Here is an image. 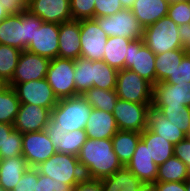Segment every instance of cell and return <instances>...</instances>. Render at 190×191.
<instances>
[{"instance_id": "1", "label": "cell", "mask_w": 190, "mask_h": 191, "mask_svg": "<svg viewBox=\"0 0 190 191\" xmlns=\"http://www.w3.org/2000/svg\"><path fill=\"white\" fill-rule=\"evenodd\" d=\"M85 178L101 180L123 167L113 151L112 140L87 138L77 155Z\"/></svg>"}, {"instance_id": "2", "label": "cell", "mask_w": 190, "mask_h": 191, "mask_svg": "<svg viewBox=\"0 0 190 191\" xmlns=\"http://www.w3.org/2000/svg\"><path fill=\"white\" fill-rule=\"evenodd\" d=\"M42 22L27 9L9 14L0 21V44L16 47L21 51L26 50Z\"/></svg>"}, {"instance_id": "3", "label": "cell", "mask_w": 190, "mask_h": 191, "mask_svg": "<svg viewBox=\"0 0 190 191\" xmlns=\"http://www.w3.org/2000/svg\"><path fill=\"white\" fill-rule=\"evenodd\" d=\"M92 107L82 95L59 99L51 111L50 122L55 128L71 132L85 129Z\"/></svg>"}, {"instance_id": "4", "label": "cell", "mask_w": 190, "mask_h": 191, "mask_svg": "<svg viewBox=\"0 0 190 191\" xmlns=\"http://www.w3.org/2000/svg\"><path fill=\"white\" fill-rule=\"evenodd\" d=\"M178 25L168 16H164L152 25L144 28V44L155 54L184 49L179 37Z\"/></svg>"}, {"instance_id": "5", "label": "cell", "mask_w": 190, "mask_h": 191, "mask_svg": "<svg viewBox=\"0 0 190 191\" xmlns=\"http://www.w3.org/2000/svg\"><path fill=\"white\" fill-rule=\"evenodd\" d=\"M42 175L55 179L57 183L76 186L85 178L77 156L56 152L48 160L36 167Z\"/></svg>"}, {"instance_id": "6", "label": "cell", "mask_w": 190, "mask_h": 191, "mask_svg": "<svg viewBox=\"0 0 190 191\" xmlns=\"http://www.w3.org/2000/svg\"><path fill=\"white\" fill-rule=\"evenodd\" d=\"M115 91L120 99L152 104L153 85L130 69L118 70Z\"/></svg>"}, {"instance_id": "7", "label": "cell", "mask_w": 190, "mask_h": 191, "mask_svg": "<svg viewBox=\"0 0 190 191\" xmlns=\"http://www.w3.org/2000/svg\"><path fill=\"white\" fill-rule=\"evenodd\" d=\"M74 73V59L56 57L50 60L46 79L58 99L76 96Z\"/></svg>"}, {"instance_id": "8", "label": "cell", "mask_w": 190, "mask_h": 191, "mask_svg": "<svg viewBox=\"0 0 190 191\" xmlns=\"http://www.w3.org/2000/svg\"><path fill=\"white\" fill-rule=\"evenodd\" d=\"M108 37L118 36L137 40L143 38L144 28L130 9H122L112 16L94 18Z\"/></svg>"}, {"instance_id": "9", "label": "cell", "mask_w": 190, "mask_h": 191, "mask_svg": "<svg viewBox=\"0 0 190 191\" xmlns=\"http://www.w3.org/2000/svg\"><path fill=\"white\" fill-rule=\"evenodd\" d=\"M152 104L129 102L118 98L113 116L119 130L142 133L148 127V114Z\"/></svg>"}, {"instance_id": "10", "label": "cell", "mask_w": 190, "mask_h": 191, "mask_svg": "<svg viewBox=\"0 0 190 191\" xmlns=\"http://www.w3.org/2000/svg\"><path fill=\"white\" fill-rule=\"evenodd\" d=\"M8 85L16 91L21 104H35L53 109L59 101L46 78L25 83H8Z\"/></svg>"}, {"instance_id": "11", "label": "cell", "mask_w": 190, "mask_h": 191, "mask_svg": "<svg viewBox=\"0 0 190 191\" xmlns=\"http://www.w3.org/2000/svg\"><path fill=\"white\" fill-rule=\"evenodd\" d=\"M127 49L125 69L134 71L154 86L156 84V55L144 44L143 38L133 40Z\"/></svg>"}, {"instance_id": "12", "label": "cell", "mask_w": 190, "mask_h": 191, "mask_svg": "<svg viewBox=\"0 0 190 191\" xmlns=\"http://www.w3.org/2000/svg\"><path fill=\"white\" fill-rule=\"evenodd\" d=\"M81 57L102 61L108 40L107 34L94 19L80 20Z\"/></svg>"}, {"instance_id": "13", "label": "cell", "mask_w": 190, "mask_h": 191, "mask_svg": "<svg viewBox=\"0 0 190 191\" xmlns=\"http://www.w3.org/2000/svg\"><path fill=\"white\" fill-rule=\"evenodd\" d=\"M56 152L45 130L22 134V156L30 168H36Z\"/></svg>"}, {"instance_id": "14", "label": "cell", "mask_w": 190, "mask_h": 191, "mask_svg": "<svg viewBox=\"0 0 190 191\" xmlns=\"http://www.w3.org/2000/svg\"><path fill=\"white\" fill-rule=\"evenodd\" d=\"M50 59L23 50L9 83H25L46 78Z\"/></svg>"}, {"instance_id": "15", "label": "cell", "mask_w": 190, "mask_h": 191, "mask_svg": "<svg viewBox=\"0 0 190 191\" xmlns=\"http://www.w3.org/2000/svg\"><path fill=\"white\" fill-rule=\"evenodd\" d=\"M59 29L60 24L42 22L26 50L50 60L55 59L59 50Z\"/></svg>"}, {"instance_id": "16", "label": "cell", "mask_w": 190, "mask_h": 191, "mask_svg": "<svg viewBox=\"0 0 190 191\" xmlns=\"http://www.w3.org/2000/svg\"><path fill=\"white\" fill-rule=\"evenodd\" d=\"M51 111L52 109L35 104H21L13 125L14 129L21 134L45 130L51 117Z\"/></svg>"}, {"instance_id": "17", "label": "cell", "mask_w": 190, "mask_h": 191, "mask_svg": "<svg viewBox=\"0 0 190 191\" xmlns=\"http://www.w3.org/2000/svg\"><path fill=\"white\" fill-rule=\"evenodd\" d=\"M27 10L43 22L61 24L72 20L70 0H31Z\"/></svg>"}, {"instance_id": "18", "label": "cell", "mask_w": 190, "mask_h": 191, "mask_svg": "<svg viewBox=\"0 0 190 191\" xmlns=\"http://www.w3.org/2000/svg\"><path fill=\"white\" fill-rule=\"evenodd\" d=\"M190 107V83H157L153 86L152 106Z\"/></svg>"}, {"instance_id": "19", "label": "cell", "mask_w": 190, "mask_h": 191, "mask_svg": "<svg viewBox=\"0 0 190 191\" xmlns=\"http://www.w3.org/2000/svg\"><path fill=\"white\" fill-rule=\"evenodd\" d=\"M45 131L50 138L55 150L59 153H66L77 156L83 144L87 140L85 129L68 132L55 126L49 121Z\"/></svg>"}, {"instance_id": "20", "label": "cell", "mask_w": 190, "mask_h": 191, "mask_svg": "<svg viewBox=\"0 0 190 191\" xmlns=\"http://www.w3.org/2000/svg\"><path fill=\"white\" fill-rule=\"evenodd\" d=\"M126 167L146 186L156 182L158 165L153 161L146 144L140 139Z\"/></svg>"}, {"instance_id": "21", "label": "cell", "mask_w": 190, "mask_h": 191, "mask_svg": "<svg viewBox=\"0 0 190 191\" xmlns=\"http://www.w3.org/2000/svg\"><path fill=\"white\" fill-rule=\"evenodd\" d=\"M80 20L60 24L58 57L78 59L81 57Z\"/></svg>"}, {"instance_id": "22", "label": "cell", "mask_w": 190, "mask_h": 191, "mask_svg": "<svg viewBox=\"0 0 190 191\" xmlns=\"http://www.w3.org/2000/svg\"><path fill=\"white\" fill-rule=\"evenodd\" d=\"M113 113L92 108L88 121L85 125L87 138L110 139L118 131Z\"/></svg>"}, {"instance_id": "23", "label": "cell", "mask_w": 190, "mask_h": 191, "mask_svg": "<svg viewBox=\"0 0 190 191\" xmlns=\"http://www.w3.org/2000/svg\"><path fill=\"white\" fill-rule=\"evenodd\" d=\"M168 8V0H135L130 10L140 25L146 28L162 17L167 16Z\"/></svg>"}, {"instance_id": "24", "label": "cell", "mask_w": 190, "mask_h": 191, "mask_svg": "<svg viewBox=\"0 0 190 191\" xmlns=\"http://www.w3.org/2000/svg\"><path fill=\"white\" fill-rule=\"evenodd\" d=\"M148 128L172 144H177L185 139L187 135L178 126L169 121L158 109L153 106L149 109Z\"/></svg>"}, {"instance_id": "25", "label": "cell", "mask_w": 190, "mask_h": 191, "mask_svg": "<svg viewBox=\"0 0 190 191\" xmlns=\"http://www.w3.org/2000/svg\"><path fill=\"white\" fill-rule=\"evenodd\" d=\"M102 191H143L144 185L126 166L101 179Z\"/></svg>"}, {"instance_id": "26", "label": "cell", "mask_w": 190, "mask_h": 191, "mask_svg": "<svg viewBox=\"0 0 190 191\" xmlns=\"http://www.w3.org/2000/svg\"><path fill=\"white\" fill-rule=\"evenodd\" d=\"M28 168L26 159L22 155L2 159L0 163V185L5 191H12Z\"/></svg>"}, {"instance_id": "27", "label": "cell", "mask_w": 190, "mask_h": 191, "mask_svg": "<svg viewBox=\"0 0 190 191\" xmlns=\"http://www.w3.org/2000/svg\"><path fill=\"white\" fill-rule=\"evenodd\" d=\"M98 61L79 57L75 60L74 82L76 95H83L97 82Z\"/></svg>"}, {"instance_id": "28", "label": "cell", "mask_w": 190, "mask_h": 191, "mask_svg": "<svg viewBox=\"0 0 190 191\" xmlns=\"http://www.w3.org/2000/svg\"><path fill=\"white\" fill-rule=\"evenodd\" d=\"M141 140L158 166L174 155V144L155 134L148 127L141 133Z\"/></svg>"}, {"instance_id": "29", "label": "cell", "mask_w": 190, "mask_h": 191, "mask_svg": "<svg viewBox=\"0 0 190 191\" xmlns=\"http://www.w3.org/2000/svg\"><path fill=\"white\" fill-rule=\"evenodd\" d=\"M140 139V132L122 130H118L111 138L113 151L123 166H126L131 160Z\"/></svg>"}, {"instance_id": "30", "label": "cell", "mask_w": 190, "mask_h": 191, "mask_svg": "<svg viewBox=\"0 0 190 191\" xmlns=\"http://www.w3.org/2000/svg\"><path fill=\"white\" fill-rule=\"evenodd\" d=\"M132 41L118 36L108 37L102 61L117 70L125 69L127 48Z\"/></svg>"}, {"instance_id": "31", "label": "cell", "mask_w": 190, "mask_h": 191, "mask_svg": "<svg viewBox=\"0 0 190 191\" xmlns=\"http://www.w3.org/2000/svg\"><path fill=\"white\" fill-rule=\"evenodd\" d=\"M187 53L185 49H175L156 55V84L165 82L178 68Z\"/></svg>"}, {"instance_id": "32", "label": "cell", "mask_w": 190, "mask_h": 191, "mask_svg": "<svg viewBox=\"0 0 190 191\" xmlns=\"http://www.w3.org/2000/svg\"><path fill=\"white\" fill-rule=\"evenodd\" d=\"M187 178V165L175 155L158 166L156 182H184Z\"/></svg>"}, {"instance_id": "33", "label": "cell", "mask_w": 190, "mask_h": 191, "mask_svg": "<svg viewBox=\"0 0 190 191\" xmlns=\"http://www.w3.org/2000/svg\"><path fill=\"white\" fill-rule=\"evenodd\" d=\"M84 99L92 108L113 113L118 95L115 90H105L92 87L83 95Z\"/></svg>"}, {"instance_id": "34", "label": "cell", "mask_w": 190, "mask_h": 191, "mask_svg": "<svg viewBox=\"0 0 190 191\" xmlns=\"http://www.w3.org/2000/svg\"><path fill=\"white\" fill-rule=\"evenodd\" d=\"M20 105L16 91L8 85L0 92V122L14 125Z\"/></svg>"}, {"instance_id": "35", "label": "cell", "mask_w": 190, "mask_h": 191, "mask_svg": "<svg viewBox=\"0 0 190 191\" xmlns=\"http://www.w3.org/2000/svg\"><path fill=\"white\" fill-rule=\"evenodd\" d=\"M187 136L190 131V107L180 106H153Z\"/></svg>"}, {"instance_id": "36", "label": "cell", "mask_w": 190, "mask_h": 191, "mask_svg": "<svg viewBox=\"0 0 190 191\" xmlns=\"http://www.w3.org/2000/svg\"><path fill=\"white\" fill-rule=\"evenodd\" d=\"M21 50L0 44V77L7 83L12 80Z\"/></svg>"}, {"instance_id": "37", "label": "cell", "mask_w": 190, "mask_h": 191, "mask_svg": "<svg viewBox=\"0 0 190 191\" xmlns=\"http://www.w3.org/2000/svg\"><path fill=\"white\" fill-rule=\"evenodd\" d=\"M118 70L109 66L104 61H98V75L95 88L115 90Z\"/></svg>"}, {"instance_id": "38", "label": "cell", "mask_w": 190, "mask_h": 191, "mask_svg": "<svg viewBox=\"0 0 190 191\" xmlns=\"http://www.w3.org/2000/svg\"><path fill=\"white\" fill-rule=\"evenodd\" d=\"M96 0H70L72 20L94 19Z\"/></svg>"}, {"instance_id": "39", "label": "cell", "mask_w": 190, "mask_h": 191, "mask_svg": "<svg viewBox=\"0 0 190 191\" xmlns=\"http://www.w3.org/2000/svg\"><path fill=\"white\" fill-rule=\"evenodd\" d=\"M167 16L178 26L190 24L188 0L169 4Z\"/></svg>"}, {"instance_id": "40", "label": "cell", "mask_w": 190, "mask_h": 191, "mask_svg": "<svg viewBox=\"0 0 190 191\" xmlns=\"http://www.w3.org/2000/svg\"><path fill=\"white\" fill-rule=\"evenodd\" d=\"M1 158H13L22 155V134L14 129L6 139L5 152H0Z\"/></svg>"}, {"instance_id": "41", "label": "cell", "mask_w": 190, "mask_h": 191, "mask_svg": "<svg viewBox=\"0 0 190 191\" xmlns=\"http://www.w3.org/2000/svg\"><path fill=\"white\" fill-rule=\"evenodd\" d=\"M165 82L174 85L185 82L190 83V53L183 57L178 68Z\"/></svg>"}, {"instance_id": "42", "label": "cell", "mask_w": 190, "mask_h": 191, "mask_svg": "<svg viewBox=\"0 0 190 191\" xmlns=\"http://www.w3.org/2000/svg\"><path fill=\"white\" fill-rule=\"evenodd\" d=\"M122 9L120 0H96L94 18L112 16Z\"/></svg>"}, {"instance_id": "43", "label": "cell", "mask_w": 190, "mask_h": 191, "mask_svg": "<svg viewBox=\"0 0 190 191\" xmlns=\"http://www.w3.org/2000/svg\"><path fill=\"white\" fill-rule=\"evenodd\" d=\"M73 187L64 182L57 183L51 177L38 172V181L35 183V191H72Z\"/></svg>"}, {"instance_id": "44", "label": "cell", "mask_w": 190, "mask_h": 191, "mask_svg": "<svg viewBox=\"0 0 190 191\" xmlns=\"http://www.w3.org/2000/svg\"><path fill=\"white\" fill-rule=\"evenodd\" d=\"M38 181V170L28 168L12 191H35V183Z\"/></svg>"}, {"instance_id": "45", "label": "cell", "mask_w": 190, "mask_h": 191, "mask_svg": "<svg viewBox=\"0 0 190 191\" xmlns=\"http://www.w3.org/2000/svg\"><path fill=\"white\" fill-rule=\"evenodd\" d=\"M174 155L187 165L190 176V137L187 136L174 145Z\"/></svg>"}, {"instance_id": "46", "label": "cell", "mask_w": 190, "mask_h": 191, "mask_svg": "<svg viewBox=\"0 0 190 191\" xmlns=\"http://www.w3.org/2000/svg\"><path fill=\"white\" fill-rule=\"evenodd\" d=\"M30 2L31 0H0V4L8 14H16L27 9Z\"/></svg>"}, {"instance_id": "47", "label": "cell", "mask_w": 190, "mask_h": 191, "mask_svg": "<svg viewBox=\"0 0 190 191\" xmlns=\"http://www.w3.org/2000/svg\"><path fill=\"white\" fill-rule=\"evenodd\" d=\"M72 191H102L101 180L84 178Z\"/></svg>"}, {"instance_id": "48", "label": "cell", "mask_w": 190, "mask_h": 191, "mask_svg": "<svg viewBox=\"0 0 190 191\" xmlns=\"http://www.w3.org/2000/svg\"><path fill=\"white\" fill-rule=\"evenodd\" d=\"M153 191H186L184 182H155L150 186Z\"/></svg>"}, {"instance_id": "49", "label": "cell", "mask_w": 190, "mask_h": 191, "mask_svg": "<svg viewBox=\"0 0 190 191\" xmlns=\"http://www.w3.org/2000/svg\"><path fill=\"white\" fill-rule=\"evenodd\" d=\"M179 37L184 46V49L190 53V24L181 25L178 27Z\"/></svg>"}, {"instance_id": "50", "label": "cell", "mask_w": 190, "mask_h": 191, "mask_svg": "<svg viewBox=\"0 0 190 191\" xmlns=\"http://www.w3.org/2000/svg\"><path fill=\"white\" fill-rule=\"evenodd\" d=\"M13 130V124H6L0 122V152H5L6 139Z\"/></svg>"}, {"instance_id": "51", "label": "cell", "mask_w": 190, "mask_h": 191, "mask_svg": "<svg viewBox=\"0 0 190 191\" xmlns=\"http://www.w3.org/2000/svg\"><path fill=\"white\" fill-rule=\"evenodd\" d=\"M124 9H130L134 4L135 0H120Z\"/></svg>"}, {"instance_id": "52", "label": "cell", "mask_w": 190, "mask_h": 191, "mask_svg": "<svg viewBox=\"0 0 190 191\" xmlns=\"http://www.w3.org/2000/svg\"><path fill=\"white\" fill-rule=\"evenodd\" d=\"M9 14L5 11L4 7L0 4V21L5 19Z\"/></svg>"}, {"instance_id": "53", "label": "cell", "mask_w": 190, "mask_h": 191, "mask_svg": "<svg viewBox=\"0 0 190 191\" xmlns=\"http://www.w3.org/2000/svg\"><path fill=\"white\" fill-rule=\"evenodd\" d=\"M7 86H8V83L5 82V81L0 77V92L3 91Z\"/></svg>"}, {"instance_id": "54", "label": "cell", "mask_w": 190, "mask_h": 191, "mask_svg": "<svg viewBox=\"0 0 190 191\" xmlns=\"http://www.w3.org/2000/svg\"><path fill=\"white\" fill-rule=\"evenodd\" d=\"M185 189L186 191H190V176L185 180Z\"/></svg>"}, {"instance_id": "55", "label": "cell", "mask_w": 190, "mask_h": 191, "mask_svg": "<svg viewBox=\"0 0 190 191\" xmlns=\"http://www.w3.org/2000/svg\"><path fill=\"white\" fill-rule=\"evenodd\" d=\"M168 1H169V4H172V3L181 2V1H184V0H168Z\"/></svg>"}, {"instance_id": "56", "label": "cell", "mask_w": 190, "mask_h": 191, "mask_svg": "<svg viewBox=\"0 0 190 191\" xmlns=\"http://www.w3.org/2000/svg\"><path fill=\"white\" fill-rule=\"evenodd\" d=\"M143 191H153V189L150 186H147Z\"/></svg>"}, {"instance_id": "57", "label": "cell", "mask_w": 190, "mask_h": 191, "mask_svg": "<svg viewBox=\"0 0 190 191\" xmlns=\"http://www.w3.org/2000/svg\"><path fill=\"white\" fill-rule=\"evenodd\" d=\"M0 191H5V189L0 185Z\"/></svg>"}]
</instances>
